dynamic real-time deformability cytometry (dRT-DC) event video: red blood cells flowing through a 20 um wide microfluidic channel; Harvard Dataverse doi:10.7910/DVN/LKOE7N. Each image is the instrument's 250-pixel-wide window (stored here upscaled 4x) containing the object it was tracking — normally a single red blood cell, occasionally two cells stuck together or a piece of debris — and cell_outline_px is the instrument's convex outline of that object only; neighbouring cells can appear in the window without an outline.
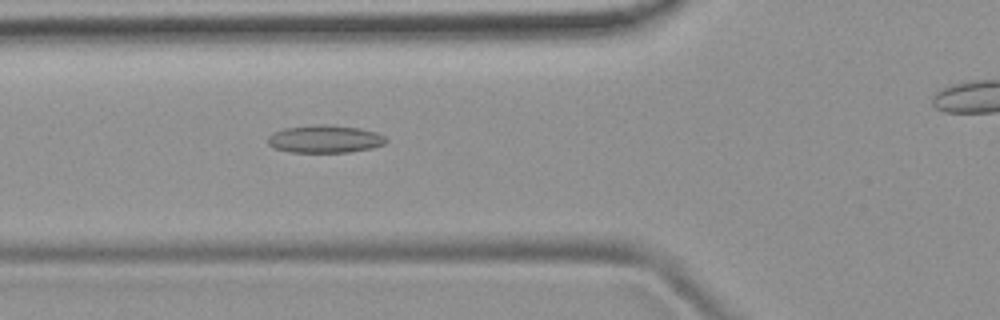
{"species": "common noctule bat (a hibernating species)", "species_latin": "Nyctalus noctula", "temperature_condition": "room temperature", "stored_images_in_passage": 35, "camera_frame_rate_fps": 3000, "um_per_image_px": 0.085, "animal": {"sex": "female", "body_mass_g": 19.9}, "frame": {"image": 1, "passage_image": 8, "time_ms": 2.333, "image_size_px": [1000, 320], "cell_outline_px": [[388, 140], [384, 144], [372, 148], [348, 152], [292, 152], [276, 148], [268, 144], [268, 136], [284, 128], [320, 124], [324, 124], [360, 128], [376, 132], [384, 136]], "centroid_in_image_um": [27.65, 11.81], "position_along_channel_um": 98.2, "area_um2": 18.9}}
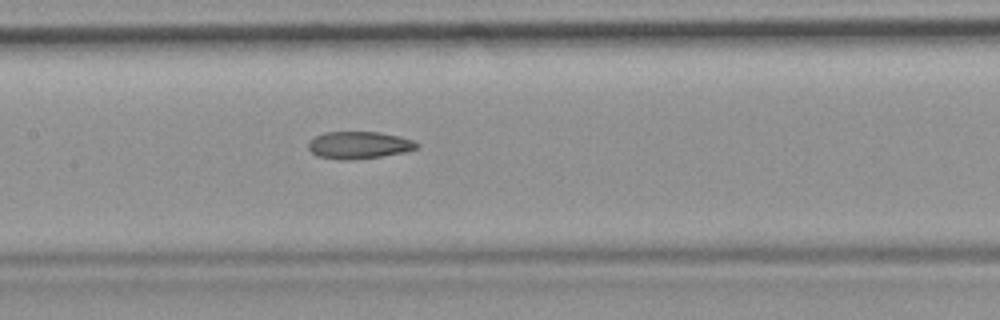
{"frame": {"image": 2, "passage_image": 14, "time_ms": 4.333, "image_size_px": [1000, 320], "cell_outline_px": [[420, 144], [416, 148], [404, 152], [380, 156], [348, 160], [340, 160], [320, 156], [312, 152], [308, 148], [308, 144], [316, 136], [324, 132], [380, 132], [412, 140]], "centroid_in_image_um": [30.5, 12.33], "position_along_channel_um": 176.9, "area_um2": 16.88}}
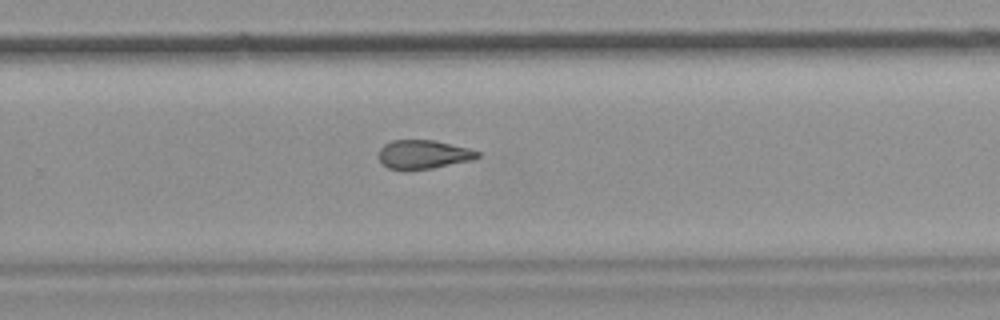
{"frame": {"image": 3, "passage_image": 23, "time_ms": 7.333, "image_size_px": [1000, 320], "cell_outline_px": [[480, 156], [472, 160], [432, 168], [388, 168], [376, 156], [380, 148], [384, 144], [392, 140], [436, 140], [468, 148], [480, 152]], "centroid_in_image_um": [35.99, 13.09], "position_along_channel_um": 293.8, "area_um2": 16.36}, "authors_computed_cell_mechanics": {"area_um2": 17.2822, "velocity_mm_per_s": 3.9253, "shape_relaxation_time_tau1_ms": null, "shape_relaxation_time_tau2_ms": 4.4735, "deformation_change_tau1": null, "deformation_change_tau2": 0.1296}}